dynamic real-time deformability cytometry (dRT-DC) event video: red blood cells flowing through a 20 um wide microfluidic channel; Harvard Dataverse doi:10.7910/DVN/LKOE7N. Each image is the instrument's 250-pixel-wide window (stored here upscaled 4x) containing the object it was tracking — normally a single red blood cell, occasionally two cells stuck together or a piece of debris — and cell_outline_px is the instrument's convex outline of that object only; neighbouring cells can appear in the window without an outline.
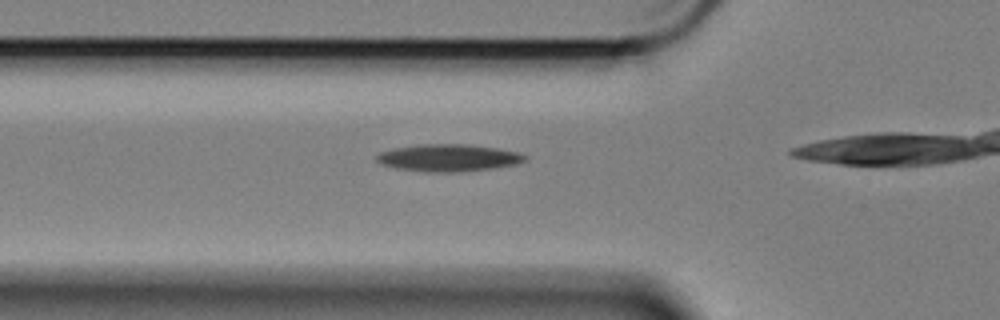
{"species": "Egyptian fruit bat (a non-hibernating species)", "species_latin": "Rousettus aegyptiacus", "temperature_condition": "cold", "stored_images_in_passage": 13, "camera_frame_rate_fps": 3000, "um_per_image_px": 0.085, "animal": {"sex": "female"}, "frame": {"image": 1, "passage_image": 8, "time_ms": 2.333, "image_size_px": [1000, 320], "cell_outline_px": [[528, 156], [524, 160], [516, 164], [492, 168], [460, 172], [424, 172], [396, 168], [384, 164], [376, 160], [376, 156], [380, 152], [396, 148], [416, 144], [464, 144], [496, 148], [516, 152]], "centroid_in_image_um": [38.1, 13.41], "position_along_channel_um": 87.7, "area_um2": 23.29}}
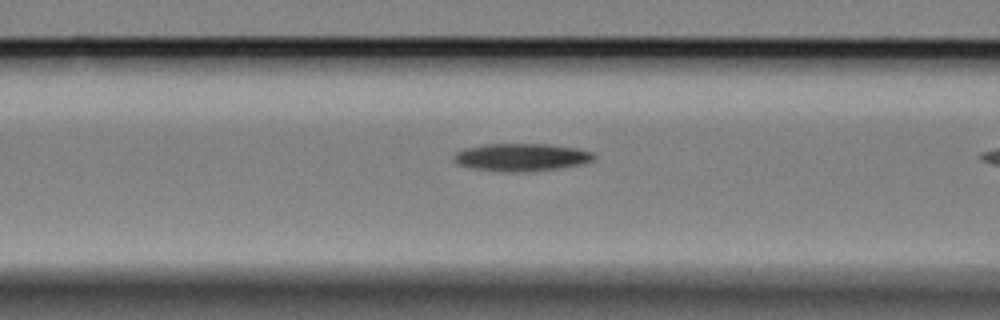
{"frame": {"image": 2, "passage_image": 11, "time_ms": 3.333, "image_size_px": [1000, 320], "cell_outline_px": [[596, 156], [592, 160], [584, 164], [532, 172], [504, 172], [472, 168], [456, 164], [452, 156], [456, 152], [464, 148], [484, 144], [548, 144], [576, 148], [592, 152]], "centroid_in_image_um": [44.3, 13.37], "position_along_channel_um": 122.3, "area_um2": 22.83}}